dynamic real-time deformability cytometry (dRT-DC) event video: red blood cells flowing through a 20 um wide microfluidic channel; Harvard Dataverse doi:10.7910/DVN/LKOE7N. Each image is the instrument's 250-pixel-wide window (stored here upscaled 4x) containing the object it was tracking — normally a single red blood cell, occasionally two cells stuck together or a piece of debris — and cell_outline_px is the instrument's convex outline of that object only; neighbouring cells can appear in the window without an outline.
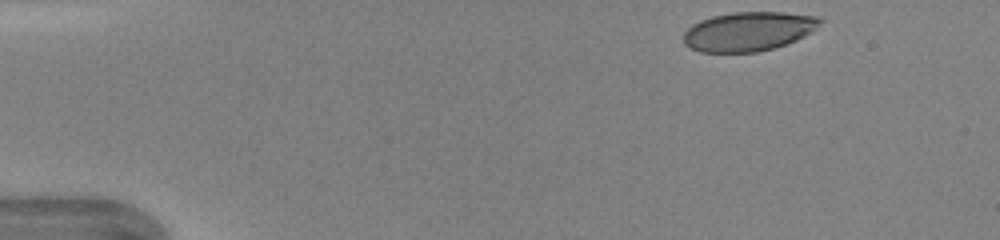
{"species": "human", "species_latin": "Homo sapiens", "temperature_condition": "warm", "stored_images_in_passage": 41, "camera_frame_rate_fps": 3000, "um_per_image_px": 0.085, "donor": {"sex": "female"}, "frame": {"image": 1, "passage_image": 1, "time_ms": 0.0, "image_size_px": [1000, 240], "cell_outline_px": [[824, 20], [816, 28], [804, 36], [796, 40], [772, 48], [756, 52], [700, 52], [684, 44], [684, 32], [692, 24], [700, 20], [712, 16], [732, 12], [784, 12], [816, 16]], "centroid_in_image_um": [63.61, 2.66], "position_along_channel_um": 21.4, "area_um2": 31.1}}
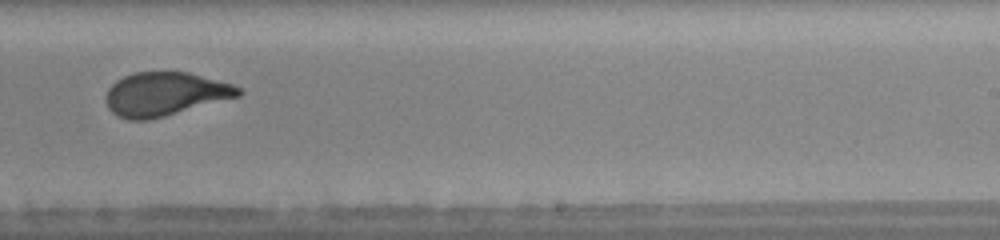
{"frame": {"image": 2, "passage_image": 25, "time_ms": 8.0, "image_size_px": [1000, 240], "cell_outline_px": [[244, 92], [240, 96], [164, 116], [148, 120], [128, 120], [116, 116], [108, 108], [104, 100], [108, 88], [116, 80], [124, 76], [136, 72], [188, 72], [232, 84], [240, 88]], "centroid_in_image_um": [13.99, 8.0], "position_along_channel_um": 275.0, "area_um2": 33.7}}
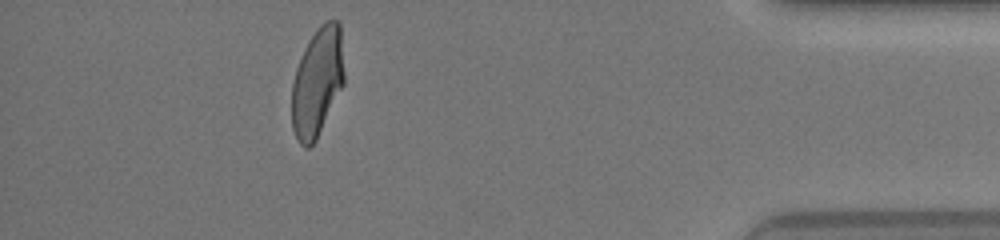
{"frame": {"image": 3, "passage_image": 37, "time_ms": 12.0, "image_size_px": [1000, 240], "cell_outline_px": [[344, 84], [316, 140], [308, 148], [304, 148], [300, 144], [292, 128], [292, 84], [296, 68], [304, 48], [308, 40], [320, 24], [328, 20], [336, 20], [340, 24], [344, 72]], "centroid_in_image_um": [26.97, 6.97], "position_along_channel_um": 408.2, "area_um2": 33.29}, "authors_computed_cell_mechanics": {"area_um2": 33.813, "velocity_mm_per_s": 4.3861, "shape_relaxation_time_tau1_ms": 6.0968, "shape_relaxation_time_tau2_ms": null, "deformation_change_tau1": 0.223, "deformation_change_tau2": null}}